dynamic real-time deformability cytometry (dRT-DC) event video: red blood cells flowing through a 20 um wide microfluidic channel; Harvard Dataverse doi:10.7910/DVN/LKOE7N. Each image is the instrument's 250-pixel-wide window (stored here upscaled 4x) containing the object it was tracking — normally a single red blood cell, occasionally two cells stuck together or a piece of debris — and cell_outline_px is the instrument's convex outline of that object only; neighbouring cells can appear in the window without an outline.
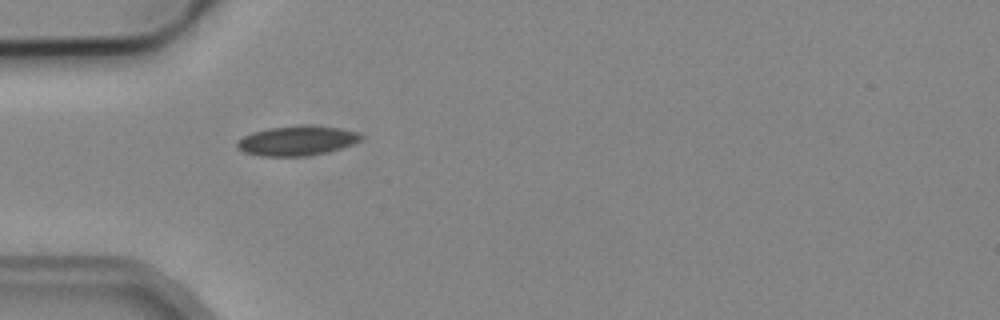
{"species": "common noctule bat (a hibernating species)", "species_latin": "Nyctalus noctula", "temperature_condition": "cold", "stored_images_in_passage": 2, "camera_frame_rate_fps": 3000, "um_per_image_px": 0.085, "animal": {"sex": "male", "body_mass_g": 19.2, "forearm_length_mm": 51.8}, "frame": {"image": 1, "passage_image": 1, "time_ms": 0.0, "image_size_px": [1000, 320], "cell_outline_px": [[364, 136], [360, 140], [352, 144], [340, 148], [324, 152], [304, 156], [260, 156], [244, 152], [236, 144], [236, 140], [252, 132], [268, 128], [304, 124], [308, 124], [340, 128], [356, 132]], "centroid_in_image_um": [25.22, 11.94], "position_along_channel_um": 59.8, "area_um2": 21.39}}